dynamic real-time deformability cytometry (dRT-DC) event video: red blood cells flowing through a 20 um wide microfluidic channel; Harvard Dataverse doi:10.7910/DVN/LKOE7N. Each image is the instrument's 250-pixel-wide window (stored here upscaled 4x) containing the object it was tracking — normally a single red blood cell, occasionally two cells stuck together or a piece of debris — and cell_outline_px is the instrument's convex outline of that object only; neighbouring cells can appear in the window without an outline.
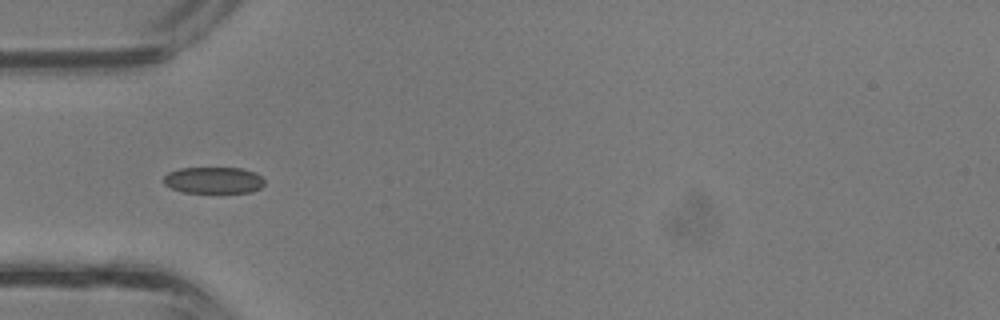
{"species": "common noctule bat (a hibernating species)", "species_latin": "Nyctalus noctula", "temperature_condition": "room temperature", "stored_images_in_passage": 10, "camera_frame_rate_fps": 3000, "um_per_image_px": 0.085, "animal": {"sex": "male", "body_mass_g": 13.3}, "frame": {"image": 1, "passage_image": 1, "time_ms": 0.0, "image_size_px": [1000, 320], "cell_outline_px": [[264, 184], [260, 188], [252, 192], [184, 192], [172, 188], [164, 184], [164, 176], [168, 172], [180, 168], [240, 168], [256, 172], [264, 180]], "centroid_in_image_um": [18.16, 15.31], "position_along_channel_um": 66.8, "area_um2": 15.49}}
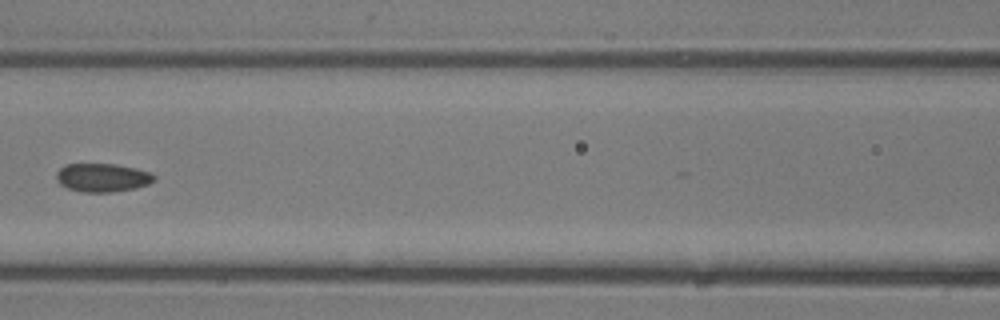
{"frame": {"image": 2, "passage_image": 6, "time_ms": 1.667, "image_size_px": [1000, 320], "cell_outline_px": [[156, 180], [148, 184], [136, 188], [112, 192], [84, 192], [68, 188], [60, 184], [56, 180], [56, 172], [64, 164], [116, 164], [136, 168], [148, 172], [156, 176]], "centroid_in_image_um": [8.7, 15.09], "position_along_channel_um": 157.9, "area_um2": 16.3}}
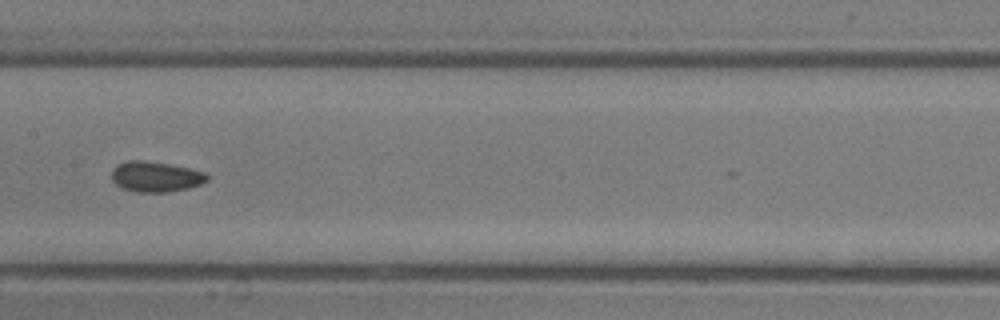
{"frame": {"image": 3, "passage_image": 8, "time_ms": 2.333, "image_size_px": [1000, 320], "cell_outline_px": [[208, 180], [200, 184], [188, 188], [168, 192], [136, 192], [124, 188], [116, 184], [112, 180], [112, 168], [116, 164], [128, 160], [144, 160], [168, 164], [188, 168], [204, 172], [208, 176]], "centroid_in_image_um": [13.2, 15.01], "position_along_channel_um": 194.2, "area_um2": 16.88}}